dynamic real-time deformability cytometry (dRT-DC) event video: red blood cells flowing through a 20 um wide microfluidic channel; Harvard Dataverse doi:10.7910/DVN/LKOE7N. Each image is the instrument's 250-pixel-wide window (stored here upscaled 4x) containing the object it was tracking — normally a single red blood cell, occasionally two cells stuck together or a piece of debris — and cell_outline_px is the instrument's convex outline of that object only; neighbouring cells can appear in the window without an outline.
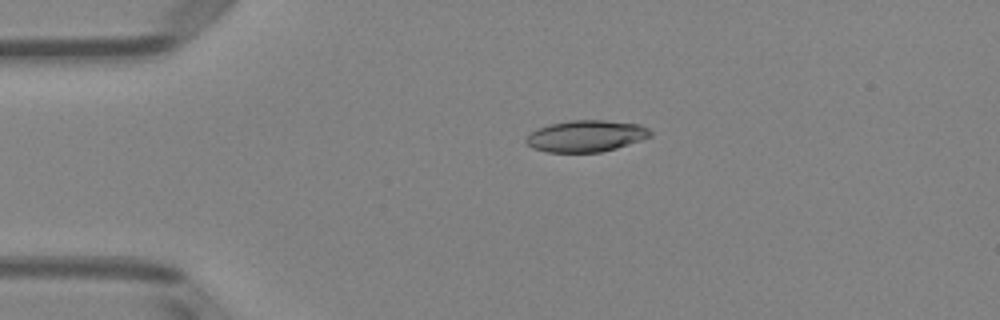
{"species": "Egyptian fruit bat (a non-hibernating species)", "species_latin": "Rousettus aegyptiacus", "temperature_condition": "room temperature", "stored_images_in_passage": 48, "camera_frame_rate_fps": 3000, "um_per_image_px": 0.085, "animal": {"sex": "female"}, "frame": {"image": 1, "passage_image": 8, "time_ms": 2.333, "image_size_px": [1000, 320], "cell_outline_px": [[652, 136], [616, 148], [600, 152], [548, 152], [532, 148], [524, 140], [532, 132], [548, 124], [568, 120], [604, 120], [640, 124], [648, 128], [652, 132]], "centroid_in_image_um": [49.82, 11.55], "position_along_channel_um": 35.2, "area_um2": 22.77}}
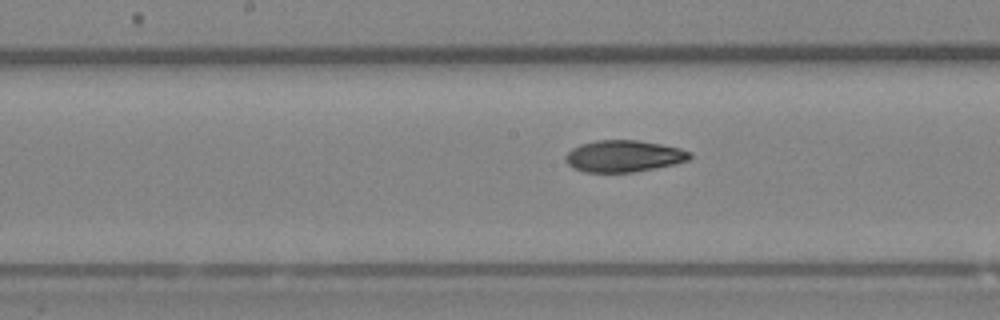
{"frame": {"image": 2, "passage_image": 23, "time_ms": 7.333, "image_size_px": [1000, 320], "cell_outline_px": [[692, 156], [688, 160], [676, 164], [632, 172], [584, 172], [572, 168], [564, 160], [564, 156], [572, 148], [580, 144], [596, 140], [636, 140], [660, 144], [680, 148], [692, 152]], "centroid_in_image_um": [53.0, 13.27], "position_along_channel_um": 195.2, "area_um2": 23.06}}
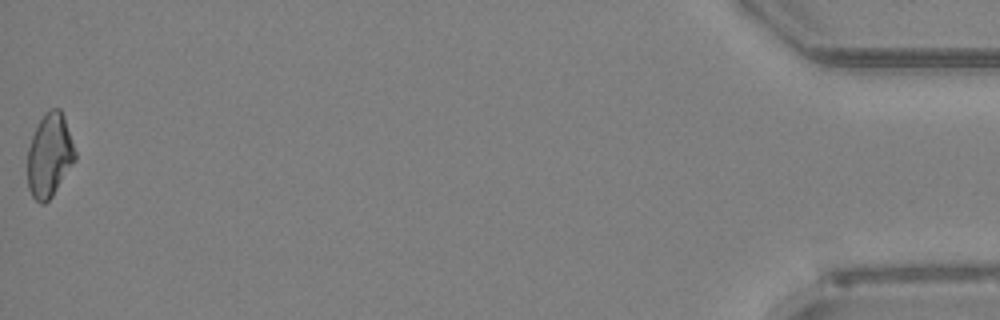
{"frame": {"image": 3, "passage_image": 48, "time_ms": 15.667, "image_size_px": [1000, 320], "cell_outline_px": [[76, 160], [52, 196], [44, 204], [40, 204], [32, 196], [28, 188], [28, 148], [32, 136], [44, 112], [52, 108], [60, 108], [64, 116], [76, 152]], "centroid_in_image_um": [4.22, 13.2], "position_along_channel_um": 431.0, "area_um2": 23.12}, "authors_computed_cell_mechanics": {"area_um2": 23.0044, "velocity_mm_per_s": 3.989, "shape_relaxation_time_tau1_ms": 8.4623, "shape_relaxation_time_tau2_ms": 6.3005, "deformation_change_tau1": 0.1873, "deformation_change_tau2": 0.1402}}